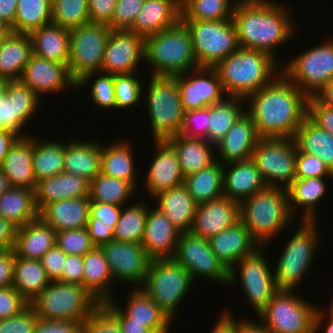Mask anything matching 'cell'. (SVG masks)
I'll return each instance as SVG.
<instances>
[{
  "mask_svg": "<svg viewBox=\"0 0 333 333\" xmlns=\"http://www.w3.org/2000/svg\"><path fill=\"white\" fill-rule=\"evenodd\" d=\"M309 97L282 72L267 86L249 95L246 113L260 138L294 139L308 115Z\"/></svg>",
  "mask_w": 333,
  "mask_h": 333,
  "instance_id": "cell-1",
  "label": "cell"
},
{
  "mask_svg": "<svg viewBox=\"0 0 333 333\" xmlns=\"http://www.w3.org/2000/svg\"><path fill=\"white\" fill-rule=\"evenodd\" d=\"M290 12L273 0H237L232 19L239 47L267 53L279 62L277 45L289 41L296 31Z\"/></svg>",
  "mask_w": 333,
  "mask_h": 333,
  "instance_id": "cell-2",
  "label": "cell"
},
{
  "mask_svg": "<svg viewBox=\"0 0 333 333\" xmlns=\"http://www.w3.org/2000/svg\"><path fill=\"white\" fill-rule=\"evenodd\" d=\"M278 66L279 63L267 53L239 47L214 68L225 95L246 99L282 72V67Z\"/></svg>",
  "mask_w": 333,
  "mask_h": 333,
  "instance_id": "cell-3",
  "label": "cell"
},
{
  "mask_svg": "<svg viewBox=\"0 0 333 333\" xmlns=\"http://www.w3.org/2000/svg\"><path fill=\"white\" fill-rule=\"evenodd\" d=\"M292 219L285 188L266 187L240 203V221L260 247L288 229Z\"/></svg>",
  "mask_w": 333,
  "mask_h": 333,
  "instance_id": "cell-4",
  "label": "cell"
},
{
  "mask_svg": "<svg viewBox=\"0 0 333 333\" xmlns=\"http://www.w3.org/2000/svg\"><path fill=\"white\" fill-rule=\"evenodd\" d=\"M145 60L151 64V76L174 77L198 68L192 39L180 20L174 26L145 38Z\"/></svg>",
  "mask_w": 333,
  "mask_h": 333,
  "instance_id": "cell-5",
  "label": "cell"
},
{
  "mask_svg": "<svg viewBox=\"0 0 333 333\" xmlns=\"http://www.w3.org/2000/svg\"><path fill=\"white\" fill-rule=\"evenodd\" d=\"M101 302L80 284L51 281L30 303L38 318L83 323Z\"/></svg>",
  "mask_w": 333,
  "mask_h": 333,
  "instance_id": "cell-6",
  "label": "cell"
},
{
  "mask_svg": "<svg viewBox=\"0 0 333 333\" xmlns=\"http://www.w3.org/2000/svg\"><path fill=\"white\" fill-rule=\"evenodd\" d=\"M149 79L146 100L154 141H165L180 134L184 110L181 95L174 77Z\"/></svg>",
  "mask_w": 333,
  "mask_h": 333,
  "instance_id": "cell-7",
  "label": "cell"
},
{
  "mask_svg": "<svg viewBox=\"0 0 333 333\" xmlns=\"http://www.w3.org/2000/svg\"><path fill=\"white\" fill-rule=\"evenodd\" d=\"M317 222L301 221L293 237L281 251L273 274L279 290H296L315 258L320 240ZM298 285V286H297Z\"/></svg>",
  "mask_w": 333,
  "mask_h": 333,
  "instance_id": "cell-8",
  "label": "cell"
},
{
  "mask_svg": "<svg viewBox=\"0 0 333 333\" xmlns=\"http://www.w3.org/2000/svg\"><path fill=\"white\" fill-rule=\"evenodd\" d=\"M192 283L189 272L173 258L155 259L149 265L141 288L172 321Z\"/></svg>",
  "mask_w": 333,
  "mask_h": 333,
  "instance_id": "cell-9",
  "label": "cell"
},
{
  "mask_svg": "<svg viewBox=\"0 0 333 333\" xmlns=\"http://www.w3.org/2000/svg\"><path fill=\"white\" fill-rule=\"evenodd\" d=\"M188 28L199 67H215L239 48L233 19L182 21Z\"/></svg>",
  "mask_w": 333,
  "mask_h": 333,
  "instance_id": "cell-10",
  "label": "cell"
},
{
  "mask_svg": "<svg viewBox=\"0 0 333 333\" xmlns=\"http://www.w3.org/2000/svg\"><path fill=\"white\" fill-rule=\"evenodd\" d=\"M294 56L282 73L308 97H315L333 79V37Z\"/></svg>",
  "mask_w": 333,
  "mask_h": 333,
  "instance_id": "cell-11",
  "label": "cell"
},
{
  "mask_svg": "<svg viewBox=\"0 0 333 333\" xmlns=\"http://www.w3.org/2000/svg\"><path fill=\"white\" fill-rule=\"evenodd\" d=\"M294 292L279 290L258 314L271 333H314L317 307Z\"/></svg>",
  "mask_w": 333,
  "mask_h": 333,
  "instance_id": "cell-12",
  "label": "cell"
},
{
  "mask_svg": "<svg viewBox=\"0 0 333 333\" xmlns=\"http://www.w3.org/2000/svg\"><path fill=\"white\" fill-rule=\"evenodd\" d=\"M296 154L297 144L294 139L261 138L251 159L267 187L287 189L296 178Z\"/></svg>",
  "mask_w": 333,
  "mask_h": 333,
  "instance_id": "cell-13",
  "label": "cell"
},
{
  "mask_svg": "<svg viewBox=\"0 0 333 333\" xmlns=\"http://www.w3.org/2000/svg\"><path fill=\"white\" fill-rule=\"evenodd\" d=\"M110 33L107 25L93 23L70 30L68 69L76 83L87 74L101 71Z\"/></svg>",
  "mask_w": 333,
  "mask_h": 333,
  "instance_id": "cell-14",
  "label": "cell"
},
{
  "mask_svg": "<svg viewBox=\"0 0 333 333\" xmlns=\"http://www.w3.org/2000/svg\"><path fill=\"white\" fill-rule=\"evenodd\" d=\"M263 247H259L253 254L244 257L235 265L238 266V274L236 266L229 271L228 285L237 283L239 280L240 285L248 297V302L254 308L255 313L258 315L269 303L272 297L279 291L273 270L269 262L265 260L262 251ZM261 249V250H260ZM270 266V267H269ZM240 275V276H239Z\"/></svg>",
  "mask_w": 333,
  "mask_h": 333,
  "instance_id": "cell-15",
  "label": "cell"
},
{
  "mask_svg": "<svg viewBox=\"0 0 333 333\" xmlns=\"http://www.w3.org/2000/svg\"><path fill=\"white\" fill-rule=\"evenodd\" d=\"M173 259L189 272L193 281L201 276L228 285L229 271L212 252L209 239L181 233Z\"/></svg>",
  "mask_w": 333,
  "mask_h": 333,
  "instance_id": "cell-16",
  "label": "cell"
},
{
  "mask_svg": "<svg viewBox=\"0 0 333 333\" xmlns=\"http://www.w3.org/2000/svg\"><path fill=\"white\" fill-rule=\"evenodd\" d=\"M174 78L179 87L184 112L220 103L227 96L214 67H198Z\"/></svg>",
  "mask_w": 333,
  "mask_h": 333,
  "instance_id": "cell-17",
  "label": "cell"
},
{
  "mask_svg": "<svg viewBox=\"0 0 333 333\" xmlns=\"http://www.w3.org/2000/svg\"><path fill=\"white\" fill-rule=\"evenodd\" d=\"M101 249L113 280L142 287L152 259L141 244L113 240L102 245Z\"/></svg>",
  "mask_w": 333,
  "mask_h": 333,
  "instance_id": "cell-18",
  "label": "cell"
},
{
  "mask_svg": "<svg viewBox=\"0 0 333 333\" xmlns=\"http://www.w3.org/2000/svg\"><path fill=\"white\" fill-rule=\"evenodd\" d=\"M145 39L130 30H111L105 47L101 71L130 74L145 60ZM138 66V67H137Z\"/></svg>",
  "mask_w": 333,
  "mask_h": 333,
  "instance_id": "cell-19",
  "label": "cell"
},
{
  "mask_svg": "<svg viewBox=\"0 0 333 333\" xmlns=\"http://www.w3.org/2000/svg\"><path fill=\"white\" fill-rule=\"evenodd\" d=\"M38 97L21 79L9 80L7 91L0 104V129L11 131L19 137L40 106Z\"/></svg>",
  "mask_w": 333,
  "mask_h": 333,
  "instance_id": "cell-20",
  "label": "cell"
},
{
  "mask_svg": "<svg viewBox=\"0 0 333 333\" xmlns=\"http://www.w3.org/2000/svg\"><path fill=\"white\" fill-rule=\"evenodd\" d=\"M39 97L44 93L76 89L77 83L72 79L68 66L32 55L20 78ZM42 93V94H41Z\"/></svg>",
  "mask_w": 333,
  "mask_h": 333,
  "instance_id": "cell-21",
  "label": "cell"
},
{
  "mask_svg": "<svg viewBox=\"0 0 333 333\" xmlns=\"http://www.w3.org/2000/svg\"><path fill=\"white\" fill-rule=\"evenodd\" d=\"M240 220V204L226 196L197 205L191 233L210 239Z\"/></svg>",
  "mask_w": 333,
  "mask_h": 333,
  "instance_id": "cell-22",
  "label": "cell"
},
{
  "mask_svg": "<svg viewBox=\"0 0 333 333\" xmlns=\"http://www.w3.org/2000/svg\"><path fill=\"white\" fill-rule=\"evenodd\" d=\"M180 235V231L157 207H148L141 245L152 260L173 258Z\"/></svg>",
  "mask_w": 333,
  "mask_h": 333,
  "instance_id": "cell-23",
  "label": "cell"
},
{
  "mask_svg": "<svg viewBox=\"0 0 333 333\" xmlns=\"http://www.w3.org/2000/svg\"><path fill=\"white\" fill-rule=\"evenodd\" d=\"M156 152L148 168L145 188L150 197L184 183L175 149L165 141H155Z\"/></svg>",
  "mask_w": 333,
  "mask_h": 333,
  "instance_id": "cell-24",
  "label": "cell"
},
{
  "mask_svg": "<svg viewBox=\"0 0 333 333\" xmlns=\"http://www.w3.org/2000/svg\"><path fill=\"white\" fill-rule=\"evenodd\" d=\"M209 242L212 252L228 271L260 247L240 220L212 236Z\"/></svg>",
  "mask_w": 333,
  "mask_h": 333,
  "instance_id": "cell-25",
  "label": "cell"
},
{
  "mask_svg": "<svg viewBox=\"0 0 333 333\" xmlns=\"http://www.w3.org/2000/svg\"><path fill=\"white\" fill-rule=\"evenodd\" d=\"M261 138L251 117L245 112L226 132L224 138L215 145L217 161L226 164L251 158L252 152ZM225 162V163H224Z\"/></svg>",
  "mask_w": 333,
  "mask_h": 333,
  "instance_id": "cell-26",
  "label": "cell"
},
{
  "mask_svg": "<svg viewBox=\"0 0 333 333\" xmlns=\"http://www.w3.org/2000/svg\"><path fill=\"white\" fill-rule=\"evenodd\" d=\"M224 165L230 167L224 166L223 195L230 200L240 204L267 187L251 158Z\"/></svg>",
  "mask_w": 333,
  "mask_h": 333,
  "instance_id": "cell-27",
  "label": "cell"
},
{
  "mask_svg": "<svg viewBox=\"0 0 333 333\" xmlns=\"http://www.w3.org/2000/svg\"><path fill=\"white\" fill-rule=\"evenodd\" d=\"M181 20V5L176 0H145L129 29L144 39L168 29Z\"/></svg>",
  "mask_w": 333,
  "mask_h": 333,
  "instance_id": "cell-28",
  "label": "cell"
},
{
  "mask_svg": "<svg viewBox=\"0 0 333 333\" xmlns=\"http://www.w3.org/2000/svg\"><path fill=\"white\" fill-rule=\"evenodd\" d=\"M90 202V197L54 201L46 205L39 216L56 232L85 228Z\"/></svg>",
  "mask_w": 333,
  "mask_h": 333,
  "instance_id": "cell-29",
  "label": "cell"
},
{
  "mask_svg": "<svg viewBox=\"0 0 333 333\" xmlns=\"http://www.w3.org/2000/svg\"><path fill=\"white\" fill-rule=\"evenodd\" d=\"M19 137L12 145L4 161L1 171L9 179L11 187H23L35 190L37 181L33 171V138Z\"/></svg>",
  "mask_w": 333,
  "mask_h": 333,
  "instance_id": "cell-30",
  "label": "cell"
},
{
  "mask_svg": "<svg viewBox=\"0 0 333 333\" xmlns=\"http://www.w3.org/2000/svg\"><path fill=\"white\" fill-rule=\"evenodd\" d=\"M89 186L85 178L66 172L44 178L37 182L35 204L40 212L46 205L58 200L89 197Z\"/></svg>",
  "mask_w": 333,
  "mask_h": 333,
  "instance_id": "cell-31",
  "label": "cell"
},
{
  "mask_svg": "<svg viewBox=\"0 0 333 333\" xmlns=\"http://www.w3.org/2000/svg\"><path fill=\"white\" fill-rule=\"evenodd\" d=\"M153 199L157 201L155 207L180 233L191 232L198 204L193 200L184 183L158 193Z\"/></svg>",
  "mask_w": 333,
  "mask_h": 333,
  "instance_id": "cell-32",
  "label": "cell"
},
{
  "mask_svg": "<svg viewBox=\"0 0 333 333\" xmlns=\"http://www.w3.org/2000/svg\"><path fill=\"white\" fill-rule=\"evenodd\" d=\"M57 232L40 216L16 229L15 253L20 258L41 260L56 245Z\"/></svg>",
  "mask_w": 333,
  "mask_h": 333,
  "instance_id": "cell-33",
  "label": "cell"
},
{
  "mask_svg": "<svg viewBox=\"0 0 333 333\" xmlns=\"http://www.w3.org/2000/svg\"><path fill=\"white\" fill-rule=\"evenodd\" d=\"M119 310L131 320V323L144 324L152 333H169L171 319L150 298L142 288H134L127 305Z\"/></svg>",
  "mask_w": 333,
  "mask_h": 333,
  "instance_id": "cell-34",
  "label": "cell"
},
{
  "mask_svg": "<svg viewBox=\"0 0 333 333\" xmlns=\"http://www.w3.org/2000/svg\"><path fill=\"white\" fill-rule=\"evenodd\" d=\"M74 140V141H73ZM65 144L63 172L85 178L91 182L101 172L102 145L92 140L73 139Z\"/></svg>",
  "mask_w": 333,
  "mask_h": 333,
  "instance_id": "cell-35",
  "label": "cell"
},
{
  "mask_svg": "<svg viewBox=\"0 0 333 333\" xmlns=\"http://www.w3.org/2000/svg\"><path fill=\"white\" fill-rule=\"evenodd\" d=\"M33 54L68 66L70 57V30L50 23L29 33Z\"/></svg>",
  "mask_w": 333,
  "mask_h": 333,
  "instance_id": "cell-36",
  "label": "cell"
},
{
  "mask_svg": "<svg viewBox=\"0 0 333 333\" xmlns=\"http://www.w3.org/2000/svg\"><path fill=\"white\" fill-rule=\"evenodd\" d=\"M176 151L182 175L187 177L204 168L209 167L217 159L214 150L215 145L205 139L190 138L178 134L166 140Z\"/></svg>",
  "mask_w": 333,
  "mask_h": 333,
  "instance_id": "cell-37",
  "label": "cell"
},
{
  "mask_svg": "<svg viewBox=\"0 0 333 333\" xmlns=\"http://www.w3.org/2000/svg\"><path fill=\"white\" fill-rule=\"evenodd\" d=\"M327 177L317 178H295L292 184L286 189L288 194L290 212L295 216L297 208L301 207L303 216L301 221L316 222L317 221V204L327 193V185L325 183ZM304 208V209H303Z\"/></svg>",
  "mask_w": 333,
  "mask_h": 333,
  "instance_id": "cell-38",
  "label": "cell"
},
{
  "mask_svg": "<svg viewBox=\"0 0 333 333\" xmlns=\"http://www.w3.org/2000/svg\"><path fill=\"white\" fill-rule=\"evenodd\" d=\"M32 55V41L29 34L11 32L5 39H2L0 78L20 79Z\"/></svg>",
  "mask_w": 333,
  "mask_h": 333,
  "instance_id": "cell-39",
  "label": "cell"
},
{
  "mask_svg": "<svg viewBox=\"0 0 333 333\" xmlns=\"http://www.w3.org/2000/svg\"><path fill=\"white\" fill-rule=\"evenodd\" d=\"M112 275L101 247H94L83 256V287L101 303L113 299Z\"/></svg>",
  "mask_w": 333,
  "mask_h": 333,
  "instance_id": "cell-40",
  "label": "cell"
},
{
  "mask_svg": "<svg viewBox=\"0 0 333 333\" xmlns=\"http://www.w3.org/2000/svg\"><path fill=\"white\" fill-rule=\"evenodd\" d=\"M0 216L16 228L37 219L39 211L35 204V190L10 187L0 195Z\"/></svg>",
  "mask_w": 333,
  "mask_h": 333,
  "instance_id": "cell-41",
  "label": "cell"
},
{
  "mask_svg": "<svg viewBox=\"0 0 333 333\" xmlns=\"http://www.w3.org/2000/svg\"><path fill=\"white\" fill-rule=\"evenodd\" d=\"M132 143L122 139L121 141L113 142L107 146L102 145L101 151V173L106 176L114 177L129 182L137 189L138 181L134 169L135 160L133 159ZM104 146V147H103Z\"/></svg>",
  "mask_w": 333,
  "mask_h": 333,
  "instance_id": "cell-42",
  "label": "cell"
},
{
  "mask_svg": "<svg viewBox=\"0 0 333 333\" xmlns=\"http://www.w3.org/2000/svg\"><path fill=\"white\" fill-rule=\"evenodd\" d=\"M224 164L215 161L209 167L184 178L188 192L199 205L223 196Z\"/></svg>",
  "mask_w": 333,
  "mask_h": 333,
  "instance_id": "cell-43",
  "label": "cell"
},
{
  "mask_svg": "<svg viewBox=\"0 0 333 333\" xmlns=\"http://www.w3.org/2000/svg\"><path fill=\"white\" fill-rule=\"evenodd\" d=\"M294 140L302 153L319 157L333 172V136L331 134L307 117L297 129Z\"/></svg>",
  "mask_w": 333,
  "mask_h": 333,
  "instance_id": "cell-44",
  "label": "cell"
},
{
  "mask_svg": "<svg viewBox=\"0 0 333 333\" xmlns=\"http://www.w3.org/2000/svg\"><path fill=\"white\" fill-rule=\"evenodd\" d=\"M50 282L41 260L25 259L16 255L13 287L29 304Z\"/></svg>",
  "mask_w": 333,
  "mask_h": 333,
  "instance_id": "cell-45",
  "label": "cell"
},
{
  "mask_svg": "<svg viewBox=\"0 0 333 333\" xmlns=\"http://www.w3.org/2000/svg\"><path fill=\"white\" fill-rule=\"evenodd\" d=\"M65 144L60 141L33 138V171L36 181L64 170Z\"/></svg>",
  "mask_w": 333,
  "mask_h": 333,
  "instance_id": "cell-46",
  "label": "cell"
},
{
  "mask_svg": "<svg viewBox=\"0 0 333 333\" xmlns=\"http://www.w3.org/2000/svg\"><path fill=\"white\" fill-rule=\"evenodd\" d=\"M244 100L241 97L226 96L222 102L210 106L209 143L216 145L220 142L229 128L246 112L241 105Z\"/></svg>",
  "mask_w": 333,
  "mask_h": 333,
  "instance_id": "cell-47",
  "label": "cell"
},
{
  "mask_svg": "<svg viewBox=\"0 0 333 333\" xmlns=\"http://www.w3.org/2000/svg\"><path fill=\"white\" fill-rule=\"evenodd\" d=\"M127 181L109 177L99 173L89 186V197L91 202L108 203L124 206L135 196L138 190Z\"/></svg>",
  "mask_w": 333,
  "mask_h": 333,
  "instance_id": "cell-48",
  "label": "cell"
},
{
  "mask_svg": "<svg viewBox=\"0 0 333 333\" xmlns=\"http://www.w3.org/2000/svg\"><path fill=\"white\" fill-rule=\"evenodd\" d=\"M52 0H17L12 32L29 34L52 23Z\"/></svg>",
  "mask_w": 333,
  "mask_h": 333,
  "instance_id": "cell-49",
  "label": "cell"
},
{
  "mask_svg": "<svg viewBox=\"0 0 333 333\" xmlns=\"http://www.w3.org/2000/svg\"><path fill=\"white\" fill-rule=\"evenodd\" d=\"M145 203L147 202L132 203V206H126L125 208L122 206L119 220L115 226L113 240L141 244L149 207Z\"/></svg>",
  "mask_w": 333,
  "mask_h": 333,
  "instance_id": "cell-50",
  "label": "cell"
},
{
  "mask_svg": "<svg viewBox=\"0 0 333 333\" xmlns=\"http://www.w3.org/2000/svg\"><path fill=\"white\" fill-rule=\"evenodd\" d=\"M235 3L236 0H184L181 21L232 19Z\"/></svg>",
  "mask_w": 333,
  "mask_h": 333,
  "instance_id": "cell-51",
  "label": "cell"
},
{
  "mask_svg": "<svg viewBox=\"0 0 333 333\" xmlns=\"http://www.w3.org/2000/svg\"><path fill=\"white\" fill-rule=\"evenodd\" d=\"M52 23L68 30L90 23L88 0H52Z\"/></svg>",
  "mask_w": 333,
  "mask_h": 333,
  "instance_id": "cell-52",
  "label": "cell"
},
{
  "mask_svg": "<svg viewBox=\"0 0 333 333\" xmlns=\"http://www.w3.org/2000/svg\"><path fill=\"white\" fill-rule=\"evenodd\" d=\"M94 77L96 78L95 80H93ZM89 81L93 82L91 90H89L92 102L104 109H116L114 74L102 71L87 74L77 83V90L81 87L83 88Z\"/></svg>",
  "mask_w": 333,
  "mask_h": 333,
  "instance_id": "cell-53",
  "label": "cell"
},
{
  "mask_svg": "<svg viewBox=\"0 0 333 333\" xmlns=\"http://www.w3.org/2000/svg\"><path fill=\"white\" fill-rule=\"evenodd\" d=\"M137 72L130 74H114V93L116 109H126L138 104L143 95L142 83Z\"/></svg>",
  "mask_w": 333,
  "mask_h": 333,
  "instance_id": "cell-54",
  "label": "cell"
},
{
  "mask_svg": "<svg viewBox=\"0 0 333 333\" xmlns=\"http://www.w3.org/2000/svg\"><path fill=\"white\" fill-rule=\"evenodd\" d=\"M56 245L66 255L84 256L95 246L85 228L57 232Z\"/></svg>",
  "mask_w": 333,
  "mask_h": 333,
  "instance_id": "cell-55",
  "label": "cell"
},
{
  "mask_svg": "<svg viewBox=\"0 0 333 333\" xmlns=\"http://www.w3.org/2000/svg\"><path fill=\"white\" fill-rule=\"evenodd\" d=\"M210 106L184 112L180 134L208 141Z\"/></svg>",
  "mask_w": 333,
  "mask_h": 333,
  "instance_id": "cell-56",
  "label": "cell"
},
{
  "mask_svg": "<svg viewBox=\"0 0 333 333\" xmlns=\"http://www.w3.org/2000/svg\"><path fill=\"white\" fill-rule=\"evenodd\" d=\"M317 177H329L333 180V172L319 157L302 153L297 148L296 178L307 179Z\"/></svg>",
  "mask_w": 333,
  "mask_h": 333,
  "instance_id": "cell-57",
  "label": "cell"
},
{
  "mask_svg": "<svg viewBox=\"0 0 333 333\" xmlns=\"http://www.w3.org/2000/svg\"><path fill=\"white\" fill-rule=\"evenodd\" d=\"M145 0H117L111 21V30H129Z\"/></svg>",
  "mask_w": 333,
  "mask_h": 333,
  "instance_id": "cell-58",
  "label": "cell"
},
{
  "mask_svg": "<svg viewBox=\"0 0 333 333\" xmlns=\"http://www.w3.org/2000/svg\"><path fill=\"white\" fill-rule=\"evenodd\" d=\"M38 316L29 305L20 314L0 320V333H33Z\"/></svg>",
  "mask_w": 333,
  "mask_h": 333,
  "instance_id": "cell-59",
  "label": "cell"
},
{
  "mask_svg": "<svg viewBox=\"0 0 333 333\" xmlns=\"http://www.w3.org/2000/svg\"><path fill=\"white\" fill-rule=\"evenodd\" d=\"M81 333H122L118 322L100 306L81 325Z\"/></svg>",
  "mask_w": 333,
  "mask_h": 333,
  "instance_id": "cell-60",
  "label": "cell"
},
{
  "mask_svg": "<svg viewBox=\"0 0 333 333\" xmlns=\"http://www.w3.org/2000/svg\"><path fill=\"white\" fill-rule=\"evenodd\" d=\"M29 305L13 286L0 289V320L20 314Z\"/></svg>",
  "mask_w": 333,
  "mask_h": 333,
  "instance_id": "cell-61",
  "label": "cell"
},
{
  "mask_svg": "<svg viewBox=\"0 0 333 333\" xmlns=\"http://www.w3.org/2000/svg\"><path fill=\"white\" fill-rule=\"evenodd\" d=\"M307 117L333 136V109L322 104L316 97H309Z\"/></svg>",
  "mask_w": 333,
  "mask_h": 333,
  "instance_id": "cell-62",
  "label": "cell"
},
{
  "mask_svg": "<svg viewBox=\"0 0 333 333\" xmlns=\"http://www.w3.org/2000/svg\"><path fill=\"white\" fill-rule=\"evenodd\" d=\"M117 0H88L89 21L111 28Z\"/></svg>",
  "mask_w": 333,
  "mask_h": 333,
  "instance_id": "cell-63",
  "label": "cell"
},
{
  "mask_svg": "<svg viewBox=\"0 0 333 333\" xmlns=\"http://www.w3.org/2000/svg\"><path fill=\"white\" fill-rule=\"evenodd\" d=\"M66 254L57 246H53L41 258V263L51 281H59L62 277Z\"/></svg>",
  "mask_w": 333,
  "mask_h": 333,
  "instance_id": "cell-64",
  "label": "cell"
},
{
  "mask_svg": "<svg viewBox=\"0 0 333 333\" xmlns=\"http://www.w3.org/2000/svg\"><path fill=\"white\" fill-rule=\"evenodd\" d=\"M81 325L80 321L38 318L33 333H81Z\"/></svg>",
  "mask_w": 333,
  "mask_h": 333,
  "instance_id": "cell-65",
  "label": "cell"
},
{
  "mask_svg": "<svg viewBox=\"0 0 333 333\" xmlns=\"http://www.w3.org/2000/svg\"><path fill=\"white\" fill-rule=\"evenodd\" d=\"M114 298L103 302L101 306L118 322L122 333H152L144 324L131 323L116 306Z\"/></svg>",
  "mask_w": 333,
  "mask_h": 333,
  "instance_id": "cell-66",
  "label": "cell"
},
{
  "mask_svg": "<svg viewBox=\"0 0 333 333\" xmlns=\"http://www.w3.org/2000/svg\"><path fill=\"white\" fill-rule=\"evenodd\" d=\"M86 229L95 247H101L113 241L115 226L108 227L98 218H89Z\"/></svg>",
  "mask_w": 333,
  "mask_h": 333,
  "instance_id": "cell-67",
  "label": "cell"
},
{
  "mask_svg": "<svg viewBox=\"0 0 333 333\" xmlns=\"http://www.w3.org/2000/svg\"><path fill=\"white\" fill-rule=\"evenodd\" d=\"M121 209L122 206L108 203L90 202L89 218H98L108 227L116 226Z\"/></svg>",
  "mask_w": 333,
  "mask_h": 333,
  "instance_id": "cell-68",
  "label": "cell"
},
{
  "mask_svg": "<svg viewBox=\"0 0 333 333\" xmlns=\"http://www.w3.org/2000/svg\"><path fill=\"white\" fill-rule=\"evenodd\" d=\"M64 283L80 284L83 286V256L67 255L59 280Z\"/></svg>",
  "mask_w": 333,
  "mask_h": 333,
  "instance_id": "cell-69",
  "label": "cell"
},
{
  "mask_svg": "<svg viewBox=\"0 0 333 333\" xmlns=\"http://www.w3.org/2000/svg\"><path fill=\"white\" fill-rule=\"evenodd\" d=\"M15 250L0 251V289L13 286Z\"/></svg>",
  "mask_w": 333,
  "mask_h": 333,
  "instance_id": "cell-70",
  "label": "cell"
},
{
  "mask_svg": "<svg viewBox=\"0 0 333 333\" xmlns=\"http://www.w3.org/2000/svg\"><path fill=\"white\" fill-rule=\"evenodd\" d=\"M16 227L0 216V251L15 248Z\"/></svg>",
  "mask_w": 333,
  "mask_h": 333,
  "instance_id": "cell-71",
  "label": "cell"
},
{
  "mask_svg": "<svg viewBox=\"0 0 333 333\" xmlns=\"http://www.w3.org/2000/svg\"><path fill=\"white\" fill-rule=\"evenodd\" d=\"M229 312V313H228ZM228 310L221 312L218 321L215 322L210 333H237L236 332V319Z\"/></svg>",
  "mask_w": 333,
  "mask_h": 333,
  "instance_id": "cell-72",
  "label": "cell"
},
{
  "mask_svg": "<svg viewBox=\"0 0 333 333\" xmlns=\"http://www.w3.org/2000/svg\"><path fill=\"white\" fill-rule=\"evenodd\" d=\"M329 309V313L326 312L325 310L323 311V309H319V307H317L316 312H315V316H314V333H318L321 330H325L324 333H333V311ZM322 310V311H321ZM326 314L327 317L324 315ZM328 318V320L326 319ZM325 320V321H324ZM327 321V322H326ZM327 323V325L324 327V329H322V326H324V323Z\"/></svg>",
  "mask_w": 333,
  "mask_h": 333,
  "instance_id": "cell-73",
  "label": "cell"
},
{
  "mask_svg": "<svg viewBox=\"0 0 333 333\" xmlns=\"http://www.w3.org/2000/svg\"><path fill=\"white\" fill-rule=\"evenodd\" d=\"M255 320L244 319L236 320L237 333H271L261 322H254Z\"/></svg>",
  "mask_w": 333,
  "mask_h": 333,
  "instance_id": "cell-74",
  "label": "cell"
},
{
  "mask_svg": "<svg viewBox=\"0 0 333 333\" xmlns=\"http://www.w3.org/2000/svg\"><path fill=\"white\" fill-rule=\"evenodd\" d=\"M17 0H0V19L11 27L14 25Z\"/></svg>",
  "mask_w": 333,
  "mask_h": 333,
  "instance_id": "cell-75",
  "label": "cell"
},
{
  "mask_svg": "<svg viewBox=\"0 0 333 333\" xmlns=\"http://www.w3.org/2000/svg\"><path fill=\"white\" fill-rule=\"evenodd\" d=\"M19 136L11 131L0 129V165Z\"/></svg>",
  "mask_w": 333,
  "mask_h": 333,
  "instance_id": "cell-76",
  "label": "cell"
},
{
  "mask_svg": "<svg viewBox=\"0 0 333 333\" xmlns=\"http://www.w3.org/2000/svg\"><path fill=\"white\" fill-rule=\"evenodd\" d=\"M322 104L333 109V79L315 96Z\"/></svg>",
  "mask_w": 333,
  "mask_h": 333,
  "instance_id": "cell-77",
  "label": "cell"
},
{
  "mask_svg": "<svg viewBox=\"0 0 333 333\" xmlns=\"http://www.w3.org/2000/svg\"><path fill=\"white\" fill-rule=\"evenodd\" d=\"M11 187L9 179L0 169V195Z\"/></svg>",
  "mask_w": 333,
  "mask_h": 333,
  "instance_id": "cell-78",
  "label": "cell"
},
{
  "mask_svg": "<svg viewBox=\"0 0 333 333\" xmlns=\"http://www.w3.org/2000/svg\"><path fill=\"white\" fill-rule=\"evenodd\" d=\"M11 32V26L0 19V39H5Z\"/></svg>",
  "mask_w": 333,
  "mask_h": 333,
  "instance_id": "cell-79",
  "label": "cell"
},
{
  "mask_svg": "<svg viewBox=\"0 0 333 333\" xmlns=\"http://www.w3.org/2000/svg\"><path fill=\"white\" fill-rule=\"evenodd\" d=\"M9 80L0 78V104H2L4 96L7 91V86H8Z\"/></svg>",
  "mask_w": 333,
  "mask_h": 333,
  "instance_id": "cell-80",
  "label": "cell"
}]
</instances>
